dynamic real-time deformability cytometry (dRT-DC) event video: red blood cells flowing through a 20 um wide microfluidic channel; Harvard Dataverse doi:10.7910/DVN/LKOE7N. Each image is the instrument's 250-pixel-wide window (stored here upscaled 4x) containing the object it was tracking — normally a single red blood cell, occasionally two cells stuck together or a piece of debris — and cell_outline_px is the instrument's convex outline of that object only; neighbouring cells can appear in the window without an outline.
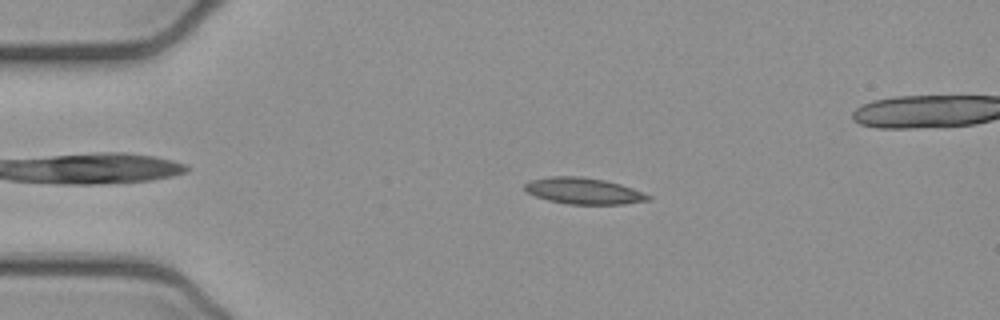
{"species": "common noctule bat (a hibernating species)", "species_latin": "Nyctalus noctula", "temperature_condition": "cold", "stored_images_in_passage": 49, "camera_frame_rate_fps": 3000, "um_per_image_px": 0.085, "animal": {"sex": "female", "body_mass_g": 21.9}, "frame": {"image": 1, "passage_image": 7, "time_ms": 2.0, "image_size_px": [1000, 320], "cell_outline_px": [[652, 200], [624, 204], [568, 204], [548, 200], [536, 196], [528, 192], [524, 188], [524, 184], [528, 180], [552, 176], [576, 176], [604, 180], [620, 184], [632, 188], [652, 196]], "centroid_in_image_um": [49.61, 16.23], "position_along_channel_um": 35.4, "area_um2": 18.9}}
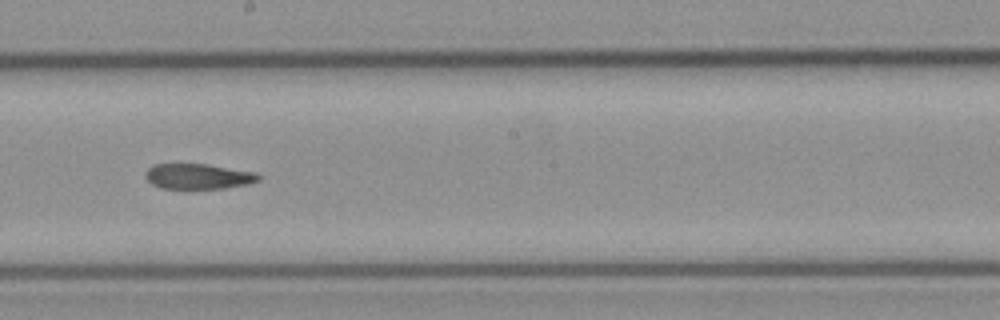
{"frame": {"image": 2, "passage_image": 25, "time_ms": 8.0, "image_size_px": [1000, 320], "cell_outline_px": [[260, 180], [248, 184], [224, 188], [160, 188], [152, 184], [144, 176], [144, 172], [152, 164], [208, 164], [256, 172], [260, 176]], "centroid_in_image_um": [16.84, 14.98], "position_along_channel_um": 231.4, "area_um2": 16.76}}
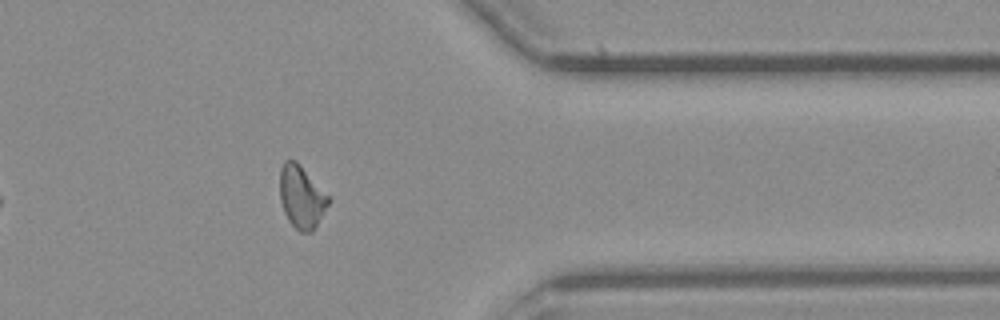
{"frame": {"image": 3, "passage_image": 38, "time_ms": 12.333, "image_size_px": [1000, 320], "cell_outline_px": [[332, 200], [312, 232], [300, 232], [288, 220], [284, 212], [280, 200], [280, 168], [284, 160], [296, 160], [300, 164]], "centroid_in_image_um": [25.63, 16.73], "position_along_channel_um": 385.8, "area_um2": 17.74}, "authors_computed_cell_mechanics": {"area_um2": 18.0336, "velocity_mm_per_s": 3.9113, "shape_relaxation_time_tau1_ms": null, "shape_relaxation_time_tau2_ms": 5.6444, "deformation_change_tau1": null, "deformation_change_tau2": 0.1354}}